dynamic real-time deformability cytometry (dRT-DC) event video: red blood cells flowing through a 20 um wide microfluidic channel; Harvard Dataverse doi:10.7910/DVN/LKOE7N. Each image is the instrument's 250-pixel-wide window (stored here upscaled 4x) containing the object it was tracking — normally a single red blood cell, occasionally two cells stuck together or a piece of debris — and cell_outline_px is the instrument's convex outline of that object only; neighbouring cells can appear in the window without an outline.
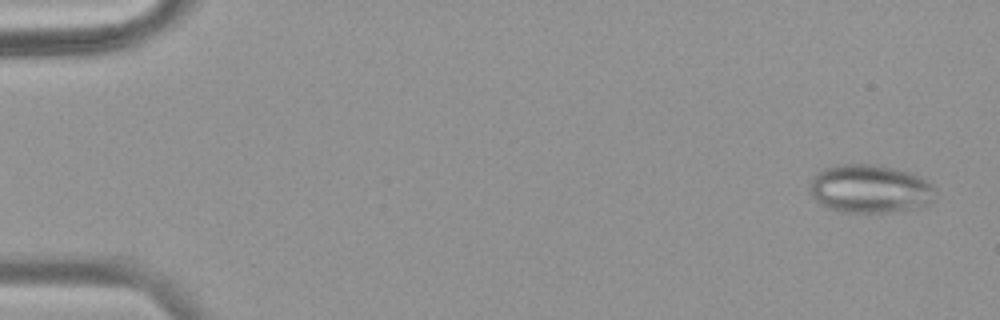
{"species": "common noctule bat (a hibernating species)", "species_latin": "Nyctalus noctula", "temperature_condition": "warm", "stored_images_in_passage": 9, "camera_frame_rate_fps": 3000, "um_per_image_px": 0.085, "animal": {"sex": "female", "body_mass_g": 18.4}, "frame": {"image": 1, "passage_image": 3, "time_ms": 0.667, "image_size_px": [1000, 320], "cell_outline_px": [[936, 192], [932, 200], [928, 204], [884, 212], [848, 212], [832, 208], [820, 204], [812, 196], [812, 180], [820, 172], [828, 168], [844, 164], [872, 164], [892, 168], [908, 172], [924, 180]], "centroid_in_image_um": [73.94, 16.05], "position_along_channel_um": 11.1, "area_um2": 33.99}}